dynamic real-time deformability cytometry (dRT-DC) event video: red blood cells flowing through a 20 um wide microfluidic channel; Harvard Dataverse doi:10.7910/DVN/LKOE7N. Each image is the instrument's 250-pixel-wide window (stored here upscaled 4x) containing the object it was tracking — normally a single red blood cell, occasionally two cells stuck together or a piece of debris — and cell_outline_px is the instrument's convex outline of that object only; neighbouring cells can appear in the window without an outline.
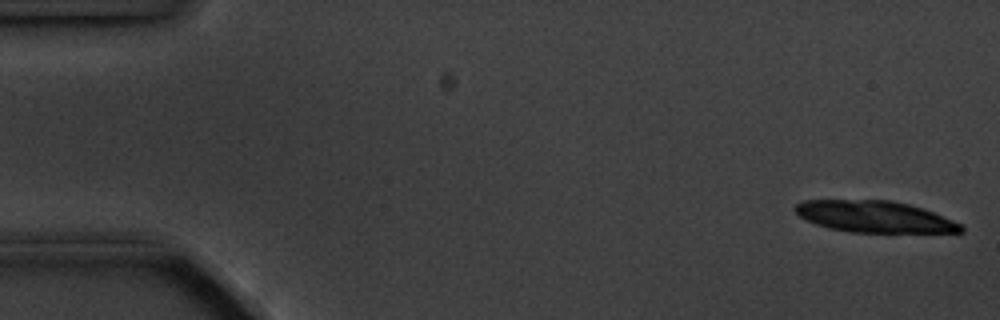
{"species": "common noctule bat (a hibernating species)", "species_latin": "Nyctalus noctula", "temperature_condition": "cold", "stored_images_in_passage": 5, "camera_frame_rate_fps": 3000, "um_per_image_px": 0.085, "animal": {"sex": "male", "body_mass_g": 20.1, "forearm_length_mm": 53.5}, "frame": {"image": 1, "passage_image": 1, "time_ms": 0.0, "image_size_px": [1000, 320], "cell_outline_px": [[964, 232], [848, 232], [828, 228], [816, 224], [800, 216], [792, 208], [796, 204], [804, 200], [888, 200], [908, 204], [932, 212], [960, 224], [964, 228]], "centroid_in_image_um": [74.28, 18.42], "position_along_channel_um": 10.7, "area_um2": 30.06}}